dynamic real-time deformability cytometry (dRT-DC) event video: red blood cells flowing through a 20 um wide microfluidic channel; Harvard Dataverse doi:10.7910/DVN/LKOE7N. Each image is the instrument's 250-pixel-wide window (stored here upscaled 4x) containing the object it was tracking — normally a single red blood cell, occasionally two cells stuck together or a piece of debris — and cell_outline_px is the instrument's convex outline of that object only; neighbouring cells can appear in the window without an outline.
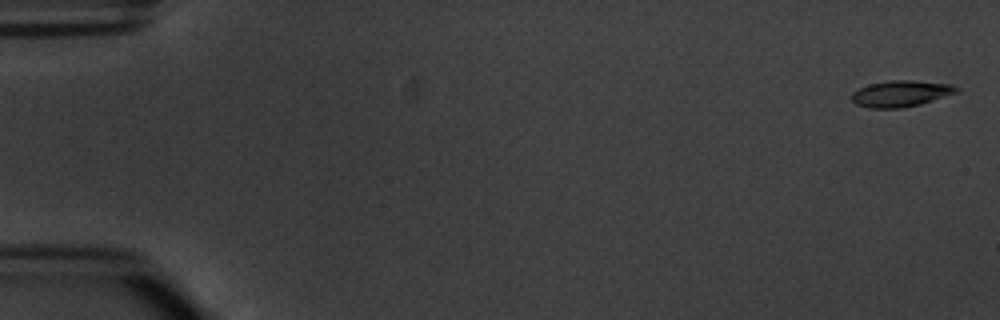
{"species": "common noctule bat (a hibernating species)", "species_latin": "Nyctalus noctula", "temperature_condition": "warm", "stored_images_in_passage": 6, "camera_frame_rate_fps": 3000, "um_per_image_px": 0.085, "animal": {"sex": "male", "body_mass_g": 20.1, "forearm_length_mm": 53.5}, "frame": {"image": 1, "passage_image": 1, "time_ms": 0.0, "image_size_px": [1000, 320], "cell_outline_px": [[960, 92], [920, 104], [904, 108], [868, 108], [856, 104], [852, 100], [852, 92], [868, 84], [892, 80], [912, 80], [952, 84], [960, 88]], "centroid_in_image_um": [76.61, 7.95], "position_along_channel_um": 8.4, "area_um2": 16.18}}